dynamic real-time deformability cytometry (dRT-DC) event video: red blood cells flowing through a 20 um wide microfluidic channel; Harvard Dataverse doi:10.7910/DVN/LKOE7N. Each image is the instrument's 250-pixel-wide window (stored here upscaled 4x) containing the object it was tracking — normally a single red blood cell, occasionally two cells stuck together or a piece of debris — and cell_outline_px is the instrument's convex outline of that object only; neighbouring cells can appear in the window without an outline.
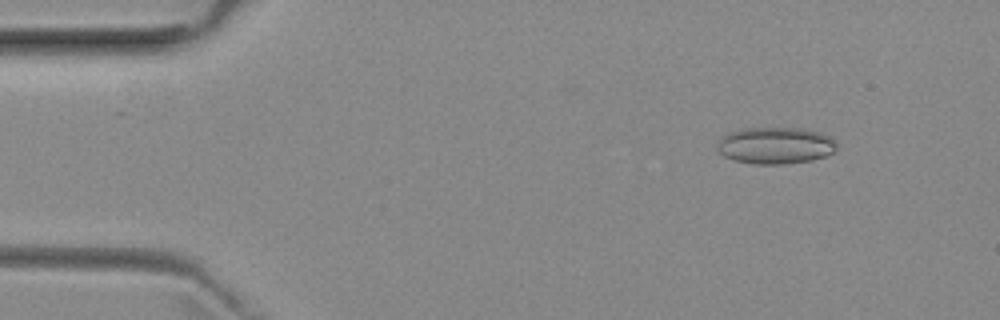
{"species": "common noctule bat (a hibernating species)", "species_latin": "Nyctalus noctula", "temperature_condition": "room temperature", "stored_images_in_passage": 52, "camera_frame_rate_fps": 3000, "um_per_image_px": 0.085, "animal": {"sex": "female", "body_mass_g": 29.2, "forearm_length_mm": 56.3}, "frame": {"image": 1, "passage_image": 6, "time_ms": 1.667, "image_size_px": [1000, 320], "cell_outline_px": [[836, 148], [832, 152], [824, 156], [812, 160], [784, 164], [752, 164], [732, 160], [724, 156], [716, 148], [716, 144], [728, 132], [744, 128], [804, 128], [820, 132], [832, 136], [836, 140]], "centroid_in_image_um": [65.91, 12.36], "position_along_channel_um": 19.1, "area_um2": 25.84}}
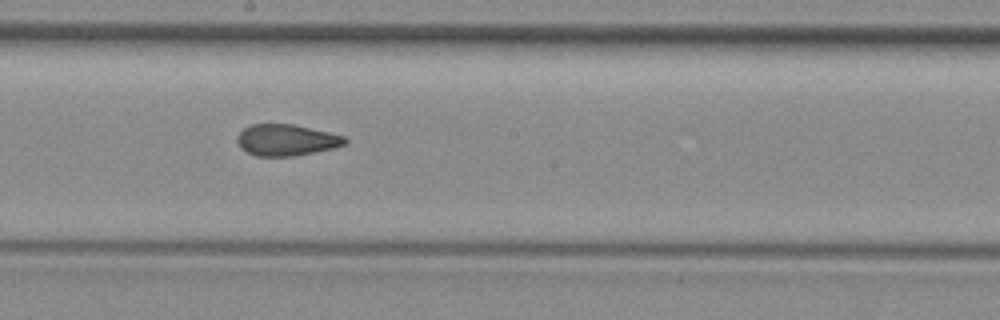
{"frame": {"image": 2, "passage_image": 28, "time_ms": 9.0, "image_size_px": [1000, 320], "cell_outline_px": [[348, 144], [332, 148], [292, 156], [256, 156], [240, 148], [236, 140], [236, 136], [244, 128], [252, 124], [292, 124], [328, 132], [344, 136], [348, 140]], "centroid_in_image_um": [24.32, 11.9], "position_along_channel_um": 223.9, "area_um2": 19.59}}
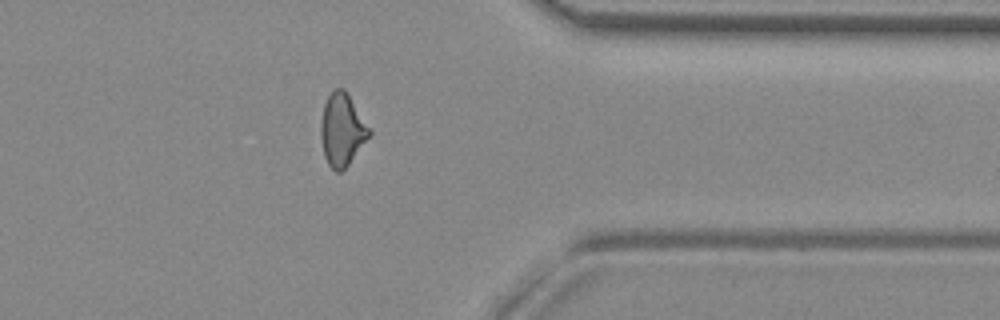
{"frame": {"image": 3, "passage_image": 41, "time_ms": 13.333, "image_size_px": [1000, 320], "cell_outline_px": [[372, 132], [348, 164], [340, 172], [336, 172], [328, 164], [324, 156], [320, 136], [320, 124], [324, 104], [328, 96], [336, 88], [344, 88]], "centroid_in_image_um": [29.05, 11.03], "position_along_channel_um": 382.4, "area_um2": 20.06}, "authors_computed_cell_mechanics": {"area_um2": 20.5768, "velocity_mm_per_s": 3.9641, "shape_relaxation_time_tau1_ms": null, "shape_relaxation_time_tau2_ms": 2.1842, "deformation_change_tau1": null, "deformation_change_tau2": 0.0855}}